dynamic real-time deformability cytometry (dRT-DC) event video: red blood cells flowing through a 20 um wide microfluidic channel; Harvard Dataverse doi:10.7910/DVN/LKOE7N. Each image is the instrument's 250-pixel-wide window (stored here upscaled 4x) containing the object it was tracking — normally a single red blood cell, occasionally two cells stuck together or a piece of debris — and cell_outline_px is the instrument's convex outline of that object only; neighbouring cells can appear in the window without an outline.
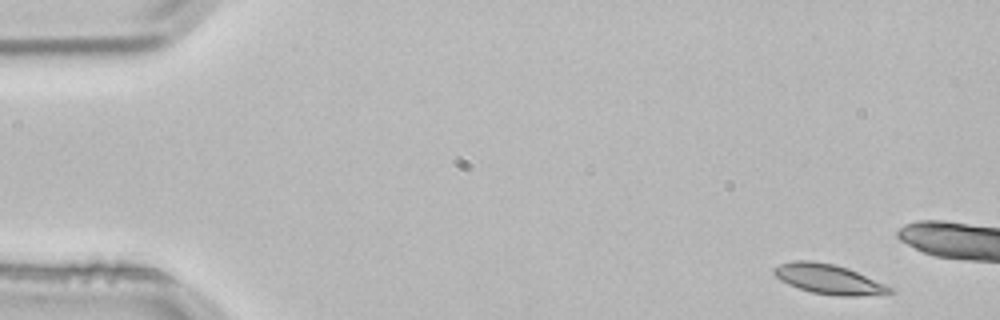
{"species": "common noctule bat (a hibernating species)", "species_latin": "Nyctalus noctula", "temperature_condition": "room temperature", "stored_images_in_passage": 4, "camera_frame_rate_fps": 3000, "um_per_image_px": 0.085, "animal": {"sex": "male", "body_mass_g": 21.5, "forearm_length_mm": 52.0}, "frame": {"image": 1, "passage_image": 1, "time_ms": 0.0, "image_size_px": [1000, 320], "cell_outline_px": [[896, 292], [856, 296], [840, 296], [812, 292], [788, 284], [780, 280], [772, 272], [772, 268], [780, 264], [792, 260], [812, 260], [836, 264], [848, 268], [896, 288]], "centroid_in_image_um": [70.46, 23.71], "position_along_channel_um": 14.5, "area_um2": 20.29}}